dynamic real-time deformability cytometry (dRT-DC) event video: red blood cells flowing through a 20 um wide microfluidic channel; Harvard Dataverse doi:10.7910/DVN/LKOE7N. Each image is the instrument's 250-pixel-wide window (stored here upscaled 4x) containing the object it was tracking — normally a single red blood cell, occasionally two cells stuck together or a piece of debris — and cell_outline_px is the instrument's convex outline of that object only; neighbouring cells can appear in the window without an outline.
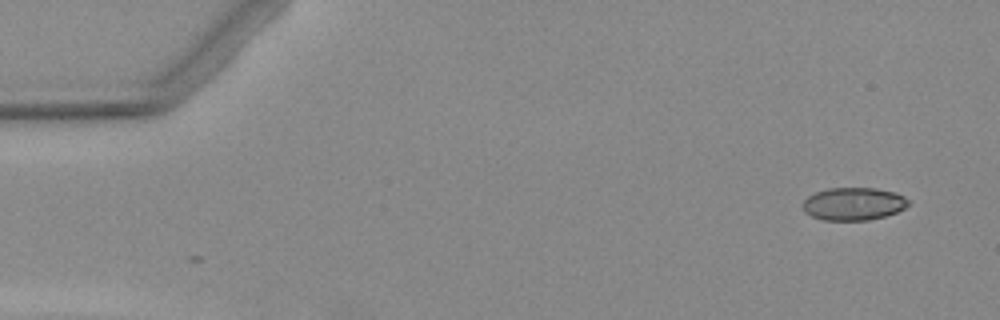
{"species": "Egyptian fruit bat (a non-hibernating species)", "species_latin": "Rousettus aegyptiacus", "temperature_condition": "warm", "stored_images_in_passage": 5, "camera_frame_rate_fps": 3000, "um_per_image_px": 0.085, "animal": {"sex": "female"}, "frame": {"image": 1, "passage_image": 1, "time_ms": 0.0, "image_size_px": [1000, 320], "cell_outline_px": [[912, 204], [896, 212], [884, 216], [868, 220], [820, 220], [804, 212], [800, 204], [808, 196], [816, 192], [828, 188], [876, 188], [892, 192], [904, 196]], "centroid_in_image_um": [72.52, 17.33], "position_along_channel_um": 12.5, "area_um2": 20.29}}
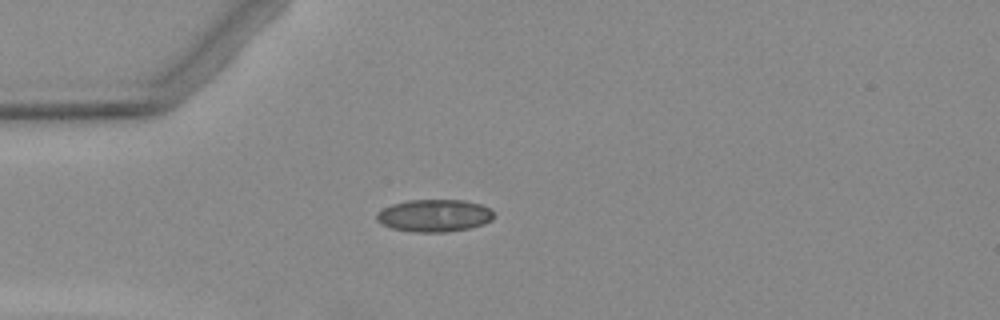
{"frame": {"image": 2, "passage_image": 4, "time_ms": 3.667, "image_size_px": [1000, 320], "cell_outline_px": [[496, 216], [492, 220], [484, 224], [468, 228], [448, 232], [412, 232], [392, 228], [376, 220], [376, 216], [384, 208], [392, 204], [408, 200], [464, 200], [480, 204], [488, 208]], "centroid_in_image_um": [36.95, 18.33], "position_along_channel_um": 48.1, "area_um2": 22.02}}